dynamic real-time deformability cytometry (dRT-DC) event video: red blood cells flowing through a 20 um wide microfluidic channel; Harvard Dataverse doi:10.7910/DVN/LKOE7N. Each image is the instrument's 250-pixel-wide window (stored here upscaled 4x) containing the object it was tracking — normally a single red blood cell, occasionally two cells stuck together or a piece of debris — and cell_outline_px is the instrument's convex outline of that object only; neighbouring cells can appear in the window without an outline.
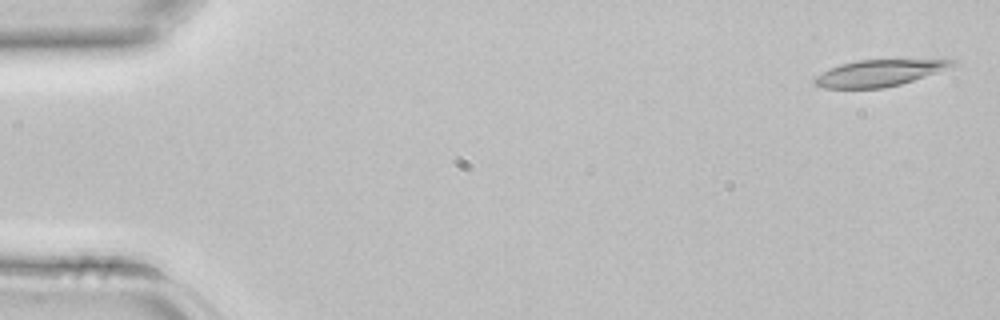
{"species": "common noctule bat (a hibernating species)", "species_latin": "Nyctalus noctula", "temperature_condition": "room temperature", "stored_images_in_passage": 43, "camera_frame_rate_fps": 3000, "um_per_image_px": 0.085, "animal": {"sex": "female", "body_mass_g": 22.7, "forearm_length_mm": 54.2}, "frame": {"image": 1, "passage_image": 1, "time_ms": 0.0, "image_size_px": [1000, 320], "cell_outline_px": [[960, 64], [900, 84], [884, 88], [824, 88], [812, 84], [812, 80], [816, 76], [840, 64], [856, 60], [956, 60]], "centroid_in_image_um": [74.69, 6.21], "position_along_channel_um": 10.3, "area_um2": 20.92}}
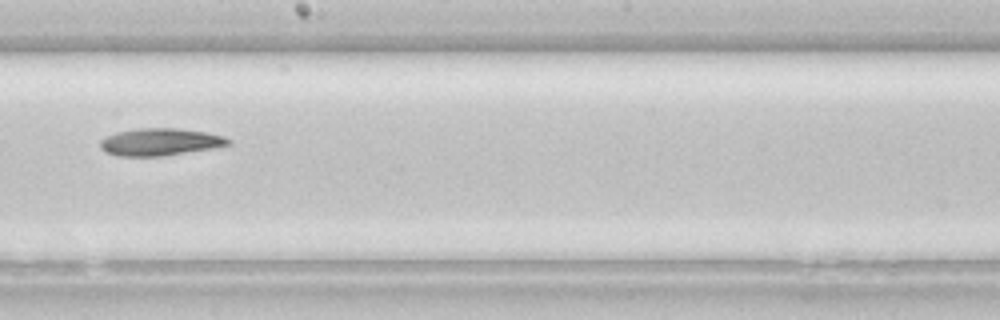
{"frame": {"image": 2, "passage_image": 24, "time_ms": 7.667, "image_size_px": [1000, 320], "cell_outline_px": [[232, 144], [212, 148], [164, 156], [120, 156], [104, 152], [100, 148], [100, 140], [116, 132], [140, 128], [176, 128], [204, 132], [224, 136], [232, 140]], "centroid_in_image_um": [13.61, 12.07], "position_along_channel_um": 234.6, "area_um2": 20.35}}
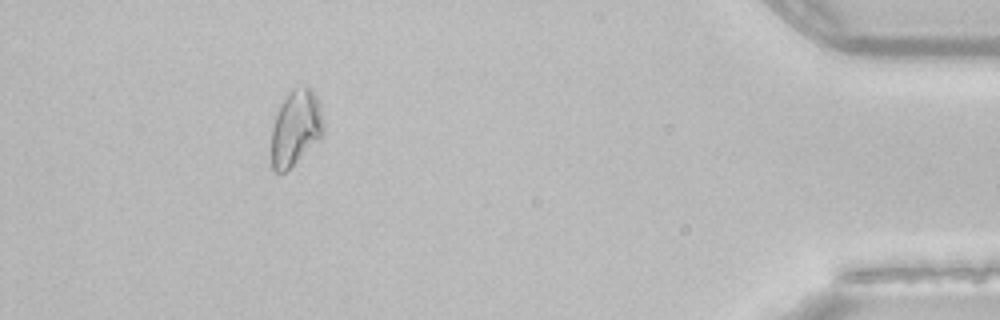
{"frame": {"image": 3, "passage_image": 39, "time_ms": 12.667, "image_size_px": [1000, 320], "cell_outline_px": [[324, 132], [284, 172], [276, 172], [272, 168], [272, 128], [280, 104], [292, 88], [304, 84], [308, 84], [312, 88], [316, 96], [320, 108], [324, 124]], "centroid_in_image_um": [25.13, 10.77], "position_along_channel_um": 410.1, "area_um2": 22.43}}